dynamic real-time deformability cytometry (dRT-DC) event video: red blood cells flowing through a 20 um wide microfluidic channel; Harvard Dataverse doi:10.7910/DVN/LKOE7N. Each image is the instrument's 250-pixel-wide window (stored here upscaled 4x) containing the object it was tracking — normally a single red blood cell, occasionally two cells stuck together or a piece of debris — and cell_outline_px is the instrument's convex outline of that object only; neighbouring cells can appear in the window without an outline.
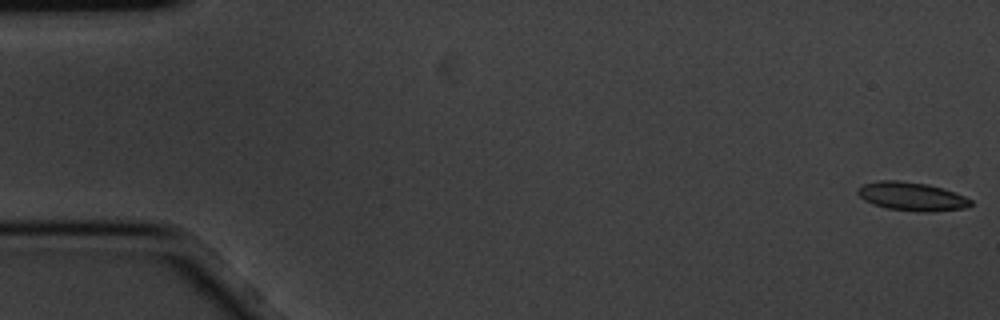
{"species": "common noctule bat (a hibernating species)", "species_latin": "Nyctalus noctula", "temperature_condition": "cold", "stored_images_in_passage": 8, "camera_frame_rate_fps": 3000, "um_per_image_px": 0.085, "animal": {"sex": "male", "body_mass_g": 20.1, "forearm_length_mm": 53.5}, "frame": {"image": 1, "passage_image": 1, "time_ms": 0.0, "image_size_px": [1000, 320], "cell_outline_px": [[972, 204], [968, 208], [932, 212], [920, 212], [888, 208], [872, 204], [864, 200], [856, 192], [856, 188], [864, 184], [880, 180], [900, 180], [928, 184], [944, 188], [964, 196], [972, 200]], "centroid_in_image_um": [77.51, 16.69], "position_along_channel_um": 7.5, "area_um2": 19.02}}
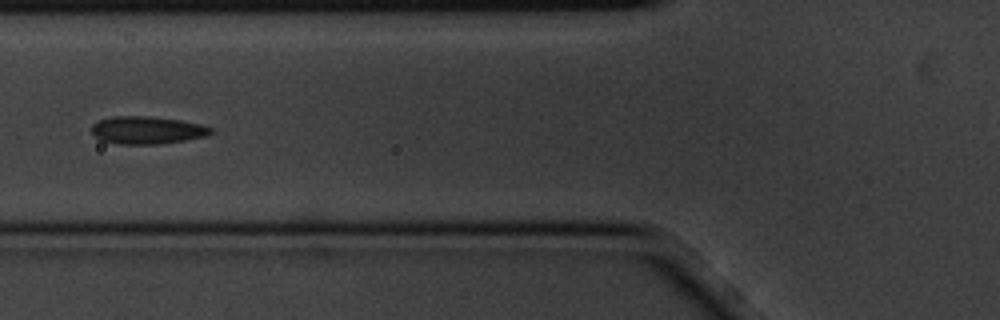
{"frame": {"image": 2, "passage_image": 7, "time_ms": 2.0, "image_size_px": [1000, 320], "cell_outline_px": [[212, 132], [208, 136], [160, 144], [116, 144], [100, 140], [92, 132], [92, 124], [100, 120], [112, 116], [152, 116], [180, 120], [200, 124], [212, 128]], "centroid_in_image_um": [12.5, 11.06], "position_along_channel_um": 113.3, "area_um2": 19.25}}